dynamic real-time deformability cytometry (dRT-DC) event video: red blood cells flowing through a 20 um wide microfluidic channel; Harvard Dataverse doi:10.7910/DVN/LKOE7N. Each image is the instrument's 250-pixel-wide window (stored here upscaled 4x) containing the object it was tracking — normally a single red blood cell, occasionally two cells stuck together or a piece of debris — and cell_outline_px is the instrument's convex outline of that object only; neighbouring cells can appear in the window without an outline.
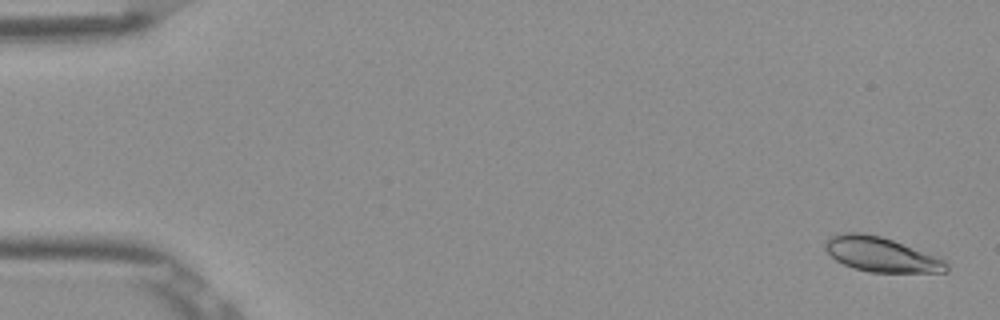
{"species": "Egyptian fruit bat (a non-hibernating species)", "species_latin": "Rousettus aegyptiacus", "temperature_condition": "room temperature", "stored_images_in_passage": 5, "camera_frame_rate_fps": 3000, "um_per_image_px": 0.085, "frame": {"image": 1, "passage_image": 1, "time_ms": 0.0, "image_size_px": [1000, 320], "cell_outline_px": [[948, 272], [872, 272], [856, 268], [844, 264], [836, 260], [824, 248], [824, 244], [828, 236], [836, 232], [864, 232], [880, 236], [944, 256], [948, 264]], "centroid_in_image_um": [74.96, 21.6], "position_along_channel_um": 10.0, "area_um2": 25.09}}
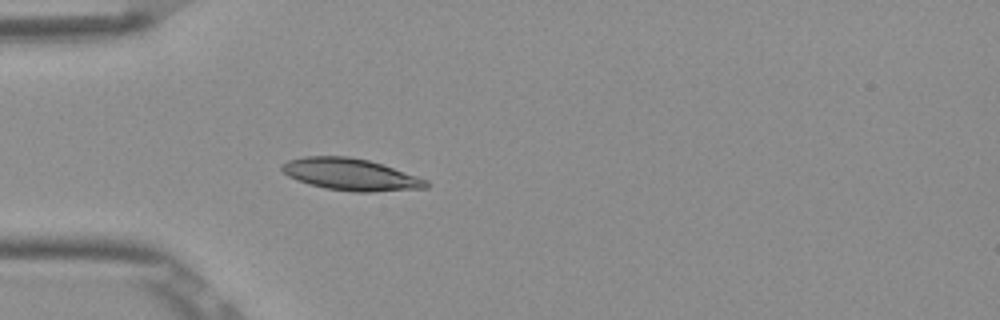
{"frame": {"image": 2, "passage_image": 5, "time_ms": 1.333, "image_size_px": [1000, 320], "cell_outline_px": [[428, 188], [372, 192], [352, 192], [324, 188], [288, 176], [280, 168], [280, 164], [288, 160], [304, 156], [348, 156], [368, 160], [428, 180]], "centroid_in_image_um": [29.79, 14.83], "position_along_channel_um": 55.2, "area_um2": 26.59}}